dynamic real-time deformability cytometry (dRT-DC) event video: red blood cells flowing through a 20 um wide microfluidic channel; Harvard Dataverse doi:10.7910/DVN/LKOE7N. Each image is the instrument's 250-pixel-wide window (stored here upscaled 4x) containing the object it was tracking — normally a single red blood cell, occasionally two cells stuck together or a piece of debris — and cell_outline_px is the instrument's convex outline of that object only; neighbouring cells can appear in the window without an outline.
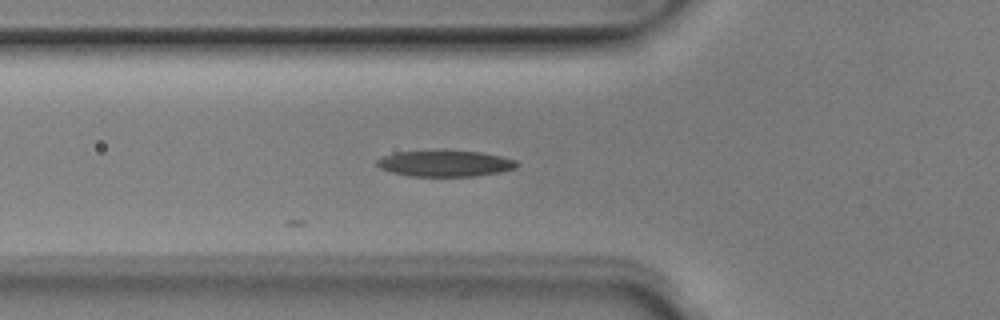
{"species": "Egyptian fruit bat (a non-hibernating species)", "species_latin": "Rousettus aegyptiacus", "temperature_condition": "room temperature", "stored_images_in_passage": 16, "camera_frame_rate_fps": 3000, "um_per_image_px": 0.085, "animal": {"sex": "male"}, "frame": {"image": 1, "passage_image": 2, "time_ms": 0.333, "image_size_px": [1000, 320], "cell_outline_px": [[520, 164], [516, 168], [500, 172], [476, 176], [408, 176], [392, 172], [380, 168], [376, 164], [376, 160], [384, 156], [396, 152], [480, 152], [500, 156], [516, 160]], "centroid_in_image_um": [37.86, 13.92], "position_along_channel_um": 87.9, "area_um2": 20.81}}
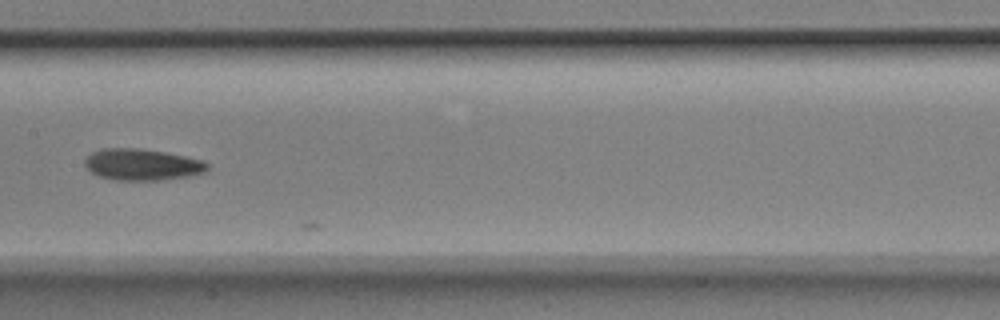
{"frame": {"image": 2, "passage_image": 10, "time_ms": 3.0, "image_size_px": [1000, 320], "cell_outline_px": [[208, 168], [204, 172], [192, 176], [160, 180], [116, 180], [100, 176], [84, 168], [84, 160], [92, 152], [104, 148], [140, 148], [164, 152], [204, 160], [208, 164]], "centroid_in_image_um": [12.08, 13.99], "position_along_channel_um": 195.3, "area_um2": 22.54}}
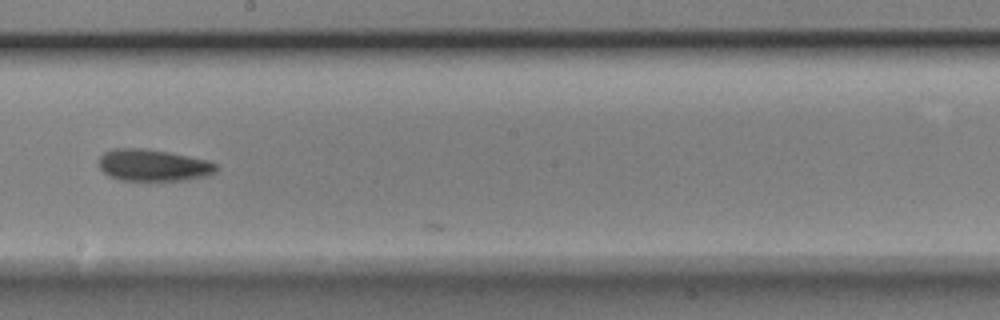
{"frame": {"image": 3, "passage_image": 13, "time_ms": 4.0, "image_size_px": [1000, 320], "cell_outline_px": [[220, 168], [216, 172], [208, 176], [184, 180], [120, 180], [108, 176], [100, 168], [100, 156], [104, 152], [112, 148], [144, 148], [168, 152], [208, 160], [216, 164]], "centroid_in_image_um": [13.04, 14.04], "position_along_channel_um": 235.2, "area_um2": 21.85}}